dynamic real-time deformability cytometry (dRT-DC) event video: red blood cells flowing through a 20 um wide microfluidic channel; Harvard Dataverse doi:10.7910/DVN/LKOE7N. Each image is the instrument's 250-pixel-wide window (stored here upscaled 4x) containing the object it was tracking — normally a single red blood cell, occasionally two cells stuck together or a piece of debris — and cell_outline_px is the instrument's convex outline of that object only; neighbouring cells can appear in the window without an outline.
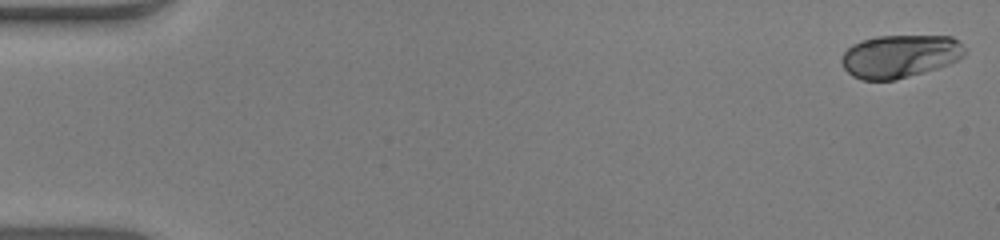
{"species": "human", "species_latin": "Homo sapiens", "temperature_condition": "warm", "stored_images_in_passage": 53, "camera_frame_rate_fps": 3000, "um_per_image_px": 0.085, "donor": {"sex": "male"}, "frame": {"image": 1, "passage_image": 1, "time_ms": 0.0, "image_size_px": [1000, 240], "cell_outline_px": [[968, 52], [964, 56], [948, 64], [924, 72], [896, 80], [860, 80], [852, 76], [844, 68], [840, 60], [844, 52], [852, 44], [860, 40], [876, 36], [952, 36], [960, 40]], "centroid_in_image_um": [76.5, 4.77], "position_along_channel_um": 8.5, "area_um2": 31.15}}
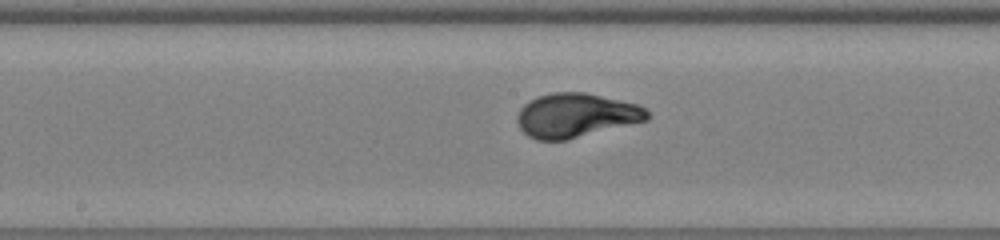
{"frame": {"image": 2, "passage_image": 28, "time_ms": 9.0, "image_size_px": [1000, 240], "cell_outline_px": [[648, 120], [568, 140], [536, 140], [528, 136], [520, 128], [516, 120], [516, 116], [520, 108], [528, 100], [536, 96], [552, 92], [584, 92], [636, 104], [648, 108]], "centroid_in_image_um": [48.92, 9.81], "position_along_channel_um": 199.3, "area_um2": 33.64}}
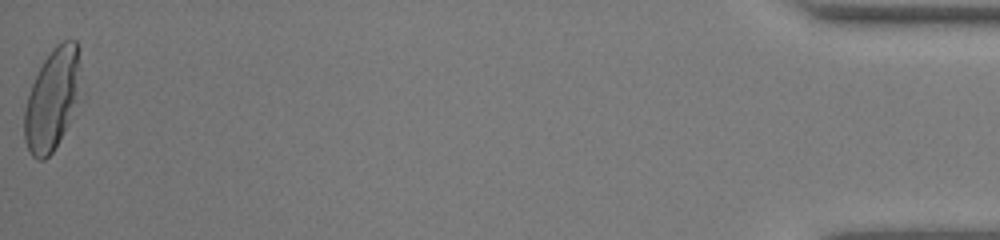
{"frame": {"image": 3, "passage_image": 53, "time_ms": 17.333, "image_size_px": [1000, 240], "cell_outline_px": [[80, 68], [76, 100], [68, 124], [64, 132], [52, 152], [44, 160], [36, 160], [32, 156], [24, 140], [24, 108], [32, 84], [44, 60], [56, 44], [60, 40], [76, 40]], "centroid_in_image_um": [4.4, 8.46], "position_along_channel_um": 430.8, "area_um2": 32.6}, "authors_computed_cell_mechanics": {"area_um2": 31.8478, "velocity_mm_per_s": 3.9444, "shape_relaxation_time_tau1_ms": 3.2283, "shape_relaxation_time_tau2_ms": null, "deformation_change_tau1": 0.2129, "deformation_change_tau2": null}}